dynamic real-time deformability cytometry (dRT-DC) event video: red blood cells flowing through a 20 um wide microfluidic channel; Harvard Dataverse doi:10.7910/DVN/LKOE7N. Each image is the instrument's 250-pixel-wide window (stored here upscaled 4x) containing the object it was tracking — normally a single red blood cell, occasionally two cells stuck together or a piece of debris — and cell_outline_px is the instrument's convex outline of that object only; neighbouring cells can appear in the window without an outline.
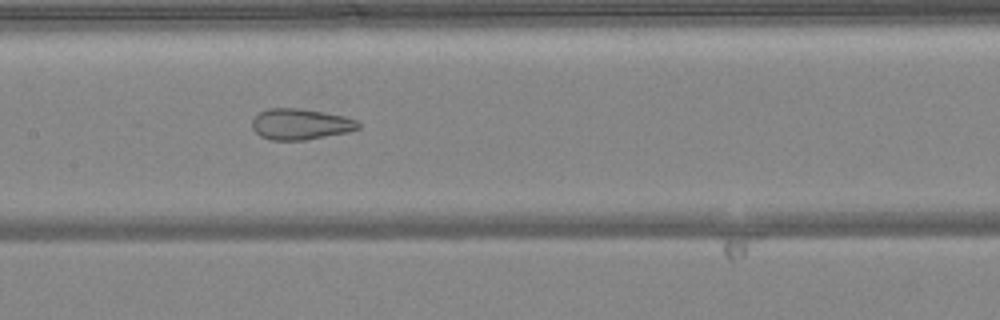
{"species": "common noctule bat (a hibernating species)", "species_latin": "Nyctalus noctula", "temperature_condition": "warm", "stored_images_in_passage": 49, "camera_frame_rate_fps": 3000, "um_per_image_px": 0.085, "animal": {"sex": "female", "body_mass_g": 24.6, "forearm_length_mm": 56.2}, "frame": {"image": 1, "passage_image": 24, "time_ms": 7.667, "image_size_px": [1000, 320], "cell_outline_px": [[360, 128], [348, 132], [304, 140], [268, 140], [260, 136], [252, 128], [252, 120], [260, 112], [268, 108], [300, 108], [324, 112], [344, 116], [356, 120], [360, 124]], "centroid_in_image_um": [25.53, 10.55], "position_along_channel_um": 181.9, "area_um2": 19.19}}
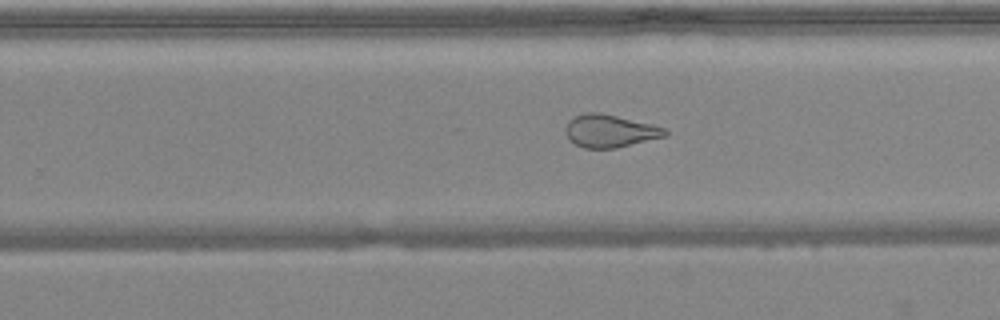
{"frame": {"image": 2, "passage_image": 31, "time_ms": 10.0, "image_size_px": [1000, 320], "cell_outline_px": [[668, 132], [664, 136], [616, 148], [584, 148], [568, 140], [564, 132], [564, 128], [568, 120], [576, 116], [588, 112], [600, 112], [652, 124], [664, 128]], "centroid_in_image_um": [51.77, 11.13], "position_along_channel_um": 278.0, "area_um2": 18.9}}
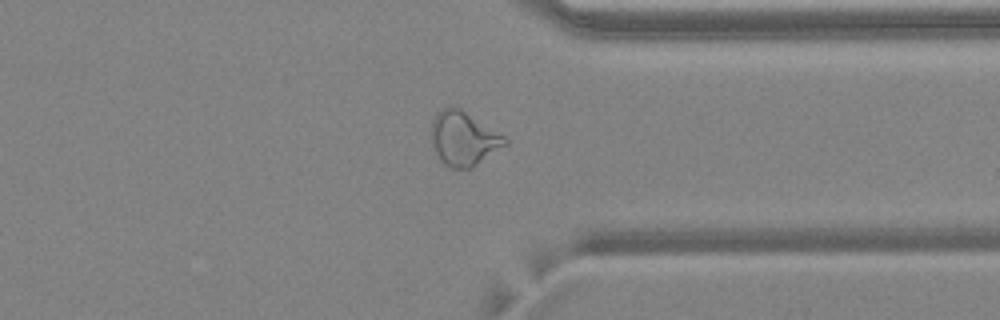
{"frame": {"image": 3, "passage_image": 38, "time_ms": 12.333, "image_size_px": [1000, 320], "cell_outline_px": [[508, 144], [472, 168], [448, 168], [444, 164], [432, 148], [432, 120], [436, 112], [452, 104], [460, 108], [504, 136], [508, 140]], "centroid_in_image_um": [39.39, 11.78], "position_along_channel_um": 372.0, "area_um2": 23.29}, "authors_computed_cell_mechanics": {"area_um2": 24.6806, "velocity_mm_per_s": 4.1377, "shape_relaxation_time_tau1_ms": null, "shape_relaxation_time_tau2_ms": 1.3329, "deformation_change_tau1": null, "deformation_change_tau2": 0.0911}}